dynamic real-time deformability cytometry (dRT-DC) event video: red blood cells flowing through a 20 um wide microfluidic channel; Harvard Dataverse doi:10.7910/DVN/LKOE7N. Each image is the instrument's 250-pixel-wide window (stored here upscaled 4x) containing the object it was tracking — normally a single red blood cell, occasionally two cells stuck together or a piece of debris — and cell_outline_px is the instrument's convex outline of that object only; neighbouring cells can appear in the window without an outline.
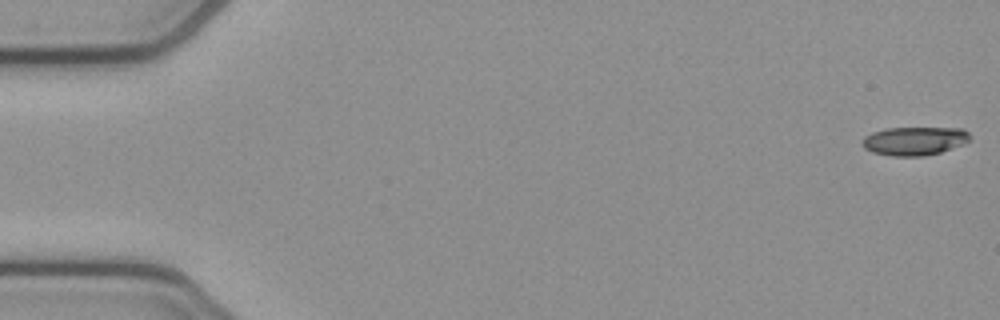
{"species": "common noctule bat (a hibernating species)", "species_latin": "Nyctalus noctula", "temperature_condition": "cold", "stored_images_in_passage": 10, "camera_frame_rate_fps": 3000, "um_per_image_px": 0.085, "animal": {"sex": "female", "body_mass_g": 21.9}, "frame": {"image": 1, "passage_image": 1, "time_ms": 0.0, "image_size_px": [1000, 320], "cell_outline_px": [[972, 136], [964, 144], [940, 152], [924, 156], [892, 156], [872, 152], [864, 148], [860, 144], [860, 140], [864, 136], [872, 132], [884, 128], [964, 128]], "centroid_in_image_um": [77.7, 11.97], "position_along_channel_um": 7.3, "area_um2": 18.15}}